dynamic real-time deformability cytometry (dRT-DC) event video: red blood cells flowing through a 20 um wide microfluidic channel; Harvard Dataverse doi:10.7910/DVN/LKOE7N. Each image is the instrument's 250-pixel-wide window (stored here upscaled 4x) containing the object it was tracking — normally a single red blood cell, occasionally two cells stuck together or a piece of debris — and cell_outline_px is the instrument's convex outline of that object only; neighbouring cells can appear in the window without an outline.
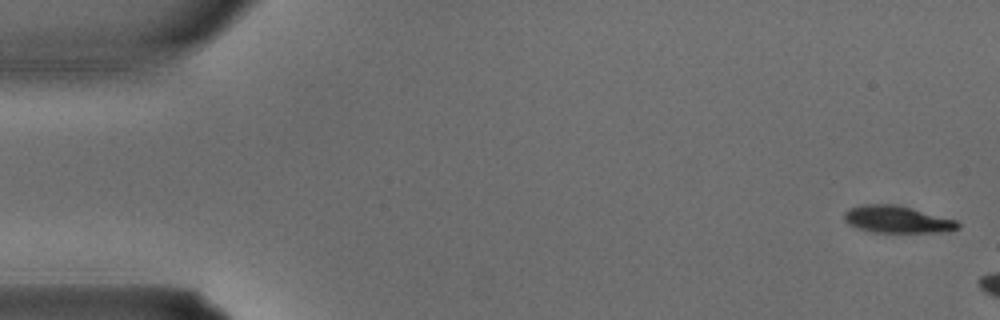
{"species": "common noctule bat (a hibernating species)", "species_latin": "Nyctalus noctula", "temperature_condition": "warm", "stored_images_in_passage": 3, "camera_frame_rate_fps": 3000, "um_per_image_px": 0.085, "animal": {"sex": "male", "body_mass_g": 15.6}, "frame": {"image": 1, "passage_image": 1, "time_ms": 0.0, "image_size_px": [1000, 320], "cell_outline_px": [[960, 228], [948, 232], [872, 232], [856, 228], [848, 224], [844, 220], [844, 212], [848, 208], [860, 204], [896, 204], [912, 208], [956, 220], [960, 224]], "centroid_in_image_um": [76.23, 18.65], "position_along_channel_um": 8.8, "area_um2": 18.15}}